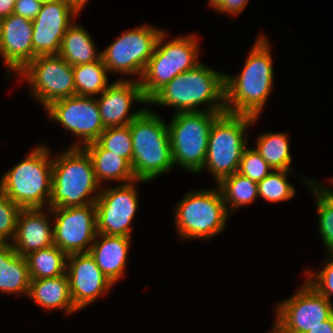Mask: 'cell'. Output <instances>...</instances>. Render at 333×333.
Masks as SVG:
<instances>
[{"instance_id":"obj_31","label":"cell","mask_w":333,"mask_h":333,"mask_svg":"<svg viewBox=\"0 0 333 333\" xmlns=\"http://www.w3.org/2000/svg\"><path fill=\"white\" fill-rule=\"evenodd\" d=\"M293 172V173H292ZM296 173L293 170H273L257 183L258 195L269 203H278L292 199L297 193L296 187L288 180Z\"/></svg>"},{"instance_id":"obj_43","label":"cell","mask_w":333,"mask_h":333,"mask_svg":"<svg viewBox=\"0 0 333 333\" xmlns=\"http://www.w3.org/2000/svg\"><path fill=\"white\" fill-rule=\"evenodd\" d=\"M1 21H2V18L0 17V37H1Z\"/></svg>"},{"instance_id":"obj_17","label":"cell","mask_w":333,"mask_h":333,"mask_svg":"<svg viewBox=\"0 0 333 333\" xmlns=\"http://www.w3.org/2000/svg\"><path fill=\"white\" fill-rule=\"evenodd\" d=\"M80 12L66 0L41 5L32 21L34 59L41 55H58L62 38Z\"/></svg>"},{"instance_id":"obj_38","label":"cell","mask_w":333,"mask_h":333,"mask_svg":"<svg viewBox=\"0 0 333 333\" xmlns=\"http://www.w3.org/2000/svg\"><path fill=\"white\" fill-rule=\"evenodd\" d=\"M307 333H333V315L328 320L311 328Z\"/></svg>"},{"instance_id":"obj_14","label":"cell","mask_w":333,"mask_h":333,"mask_svg":"<svg viewBox=\"0 0 333 333\" xmlns=\"http://www.w3.org/2000/svg\"><path fill=\"white\" fill-rule=\"evenodd\" d=\"M44 110L51 122L78 139L68 148H83L96 142L105 130L95 97L74 95L54 101Z\"/></svg>"},{"instance_id":"obj_7","label":"cell","mask_w":333,"mask_h":333,"mask_svg":"<svg viewBox=\"0 0 333 333\" xmlns=\"http://www.w3.org/2000/svg\"><path fill=\"white\" fill-rule=\"evenodd\" d=\"M259 117L222 113L209 132L207 157L202 169L214 178L217 185L224 177L238 172L240 160L248 146L249 128L257 124Z\"/></svg>"},{"instance_id":"obj_41","label":"cell","mask_w":333,"mask_h":333,"mask_svg":"<svg viewBox=\"0 0 333 333\" xmlns=\"http://www.w3.org/2000/svg\"><path fill=\"white\" fill-rule=\"evenodd\" d=\"M224 0H208V8H212L214 11L223 3Z\"/></svg>"},{"instance_id":"obj_24","label":"cell","mask_w":333,"mask_h":333,"mask_svg":"<svg viewBox=\"0 0 333 333\" xmlns=\"http://www.w3.org/2000/svg\"><path fill=\"white\" fill-rule=\"evenodd\" d=\"M83 149L91 157L95 178L101 187L107 181L125 184L136 180L131 164L125 158L104 150L97 142L87 144Z\"/></svg>"},{"instance_id":"obj_30","label":"cell","mask_w":333,"mask_h":333,"mask_svg":"<svg viewBox=\"0 0 333 333\" xmlns=\"http://www.w3.org/2000/svg\"><path fill=\"white\" fill-rule=\"evenodd\" d=\"M76 95L98 97L109 85V72L102 58L73 66Z\"/></svg>"},{"instance_id":"obj_42","label":"cell","mask_w":333,"mask_h":333,"mask_svg":"<svg viewBox=\"0 0 333 333\" xmlns=\"http://www.w3.org/2000/svg\"><path fill=\"white\" fill-rule=\"evenodd\" d=\"M42 4H45V3H51V2H55V1H58V0H39Z\"/></svg>"},{"instance_id":"obj_23","label":"cell","mask_w":333,"mask_h":333,"mask_svg":"<svg viewBox=\"0 0 333 333\" xmlns=\"http://www.w3.org/2000/svg\"><path fill=\"white\" fill-rule=\"evenodd\" d=\"M30 281L26 257L18 255L10 243H0V293L28 297Z\"/></svg>"},{"instance_id":"obj_3","label":"cell","mask_w":333,"mask_h":333,"mask_svg":"<svg viewBox=\"0 0 333 333\" xmlns=\"http://www.w3.org/2000/svg\"><path fill=\"white\" fill-rule=\"evenodd\" d=\"M49 147L40 143L0 177V190L21 209L49 208L54 154Z\"/></svg>"},{"instance_id":"obj_5","label":"cell","mask_w":333,"mask_h":333,"mask_svg":"<svg viewBox=\"0 0 333 333\" xmlns=\"http://www.w3.org/2000/svg\"><path fill=\"white\" fill-rule=\"evenodd\" d=\"M101 191L91 157L83 148H66L53 155L49 208L95 203Z\"/></svg>"},{"instance_id":"obj_9","label":"cell","mask_w":333,"mask_h":333,"mask_svg":"<svg viewBox=\"0 0 333 333\" xmlns=\"http://www.w3.org/2000/svg\"><path fill=\"white\" fill-rule=\"evenodd\" d=\"M222 113L225 112L173 113L167 128L174 167L197 175L207 157L211 126Z\"/></svg>"},{"instance_id":"obj_8","label":"cell","mask_w":333,"mask_h":333,"mask_svg":"<svg viewBox=\"0 0 333 333\" xmlns=\"http://www.w3.org/2000/svg\"><path fill=\"white\" fill-rule=\"evenodd\" d=\"M168 33L164 29L159 35L153 55L139 80L147 100L177 75L193 69L201 62L198 34H183L168 41Z\"/></svg>"},{"instance_id":"obj_28","label":"cell","mask_w":333,"mask_h":333,"mask_svg":"<svg viewBox=\"0 0 333 333\" xmlns=\"http://www.w3.org/2000/svg\"><path fill=\"white\" fill-rule=\"evenodd\" d=\"M217 186L230 215L238 211L239 208L257 201L259 197L257 182L240 175L238 172L224 177Z\"/></svg>"},{"instance_id":"obj_4","label":"cell","mask_w":333,"mask_h":333,"mask_svg":"<svg viewBox=\"0 0 333 333\" xmlns=\"http://www.w3.org/2000/svg\"><path fill=\"white\" fill-rule=\"evenodd\" d=\"M129 127L133 145L131 167L137 180L151 182L174 168L167 122L155 109L147 106Z\"/></svg>"},{"instance_id":"obj_37","label":"cell","mask_w":333,"mask_h":333,"mask_svg":"<svg viewBox=\"0 0 333 333\" xmlns=\"http://www.w3.org/2000/svg\"><path fill=\"white\" fill-rule=\"evenodd\" d=\"M248 2L249 0H224L214 12L218 14L225 13V15H230V17H237L242 14Z\"/></svg>"},{"instance_id":"obj_26","label":"cell","mask_w":333,"mask_h":333,"mask_svg":"<svg viewBox=\"0 0 333 333\" xmlns=\"http://www.w3.org/2000/svg\"><path fill=\"white\" fill-rule=\"evenodd\" d=\"M303 179L305 188L315 197L318 215V232L326 253H333V189L312 178Z\"/></svg>"},{"instance_id":"obj_32","label":"cell","mask_w":333,"mask_h":333,"mask_svg":"<svg viewBox=\"0 0 333 333\" xmlns=\"http://www.w3.org/2000/svg\"><path fill=\"white\" fill-rule=\"evenodd\" d=\"M96 142L104 150L118 154L132 163L133 145L129 125L105 128Z\"/></svg>"},{"instance_id":"obj_35","label":"cell","mask_w":333,"mask_h":333,"mask_svg":"<svg viewBox=\"0 0 333 333\" xmlns=\"http://www.w3.org/2000/svg\"><path fill=\"white\" fill-rule=\"evenodd\" d=\"M21 208L0 190V243H11Z\"/></svg>"},{"instance_id":"obj_25","label":"cell","mask_w":333,"mask_h":333,"mask_svg":"<svg viewBox=\"0 0 333 333\" xmlns=\"http://www.w3.org/2000/svg\"><path fill=\"white\" fill-rule=\"evenodd\" d=\"M91 34L75 21L66 30L58 55L71 66L92 63L101 59V51Z\"/></svg>"},{"instance_id":"obj_20","label":"cell","mask_w":333,"mask_h":333,"mask_svg":"<svg viewBox=\"0 0 333 333\" xmlns=\"http://www.w3.org/2000/svg\"><path fill=\"white\" fill-rule=\"evenodd\" d=\"M53 219L50 208L21 209L11 245L23 257L54 245Z\"/></svg>"},{"instance_id":"obj_34","label":"cell","mask_w":333,"mask_h":333,"mask_svg":"<svg viewBox=\"0 0 333 333\" xmlns=\"http://www.w3.org/2000/svg\"><path fill=\"white\" fill-rule=\"evenodd\" d=\"M272 171L271 166L254 147L250 148L248 145L245 148L238 169L240 175L258 183Z\"/></svg>"},{"instance_id":"obj_11","label":"cell","mask_w":333,"mask_h":333,"mask_svg":"<svg viewBox=\"0 0 333 333\" xmlns=\"http://www.w3.org/2000/svg\"><path fill=\"white\" fill-rule=\"evenodd\" d=\"M273 307L275 318L268 333H307L333 315V304L305 280Z\"/></svg>"},{"instance_id":"obj_27","label":"cell","mask_w":333,"mask_h":333,"mask_svg":"<svg viewBox=\"0 0 333 333\" xmlns=\"http://www.w3.org/2000/svg\"><path fill=\"white\" fill-rule=\"evenodd\" d=\"M289 137L287 132L265 131L257 136L254 148L273 170H293Z\"/></svg>"},{"instance_id":"obj_16","label":"cell","mask_w":333,"mask_h":333,"mask_svg":"<svg viewBox=\"0 0 333 333\" xmlns=\"http://www.w3.org/2000/svg\"><path fill=\"white\" fill-rule=\"evenodd\" d=\"M66 275L73 304L79 311L106 296L115 286L89 252L68 255Z\"/></svg>"},{"instance_id":"obj_10","label":"cell","mask_w":333,"mask_h":333,"mask_svg":"<svg viewBox=\"0 0 333 333\" xmlns=\"http://www.w3.org/2000/svg\"><path fill=\"white\" fill-rule=\"evenodd\" d=\"M163 30L148 23L124 30L101 50V58L109 74L123 77L117 79L132 80L133 77V80L139 81Z\"/></svg>"},{"instance_id":"obj_6","label":"cell","mask_w":333,"mask_h":333,"mask_svg":"<svg viewBox=\"0 0 333 333\" xmlns=\"http://www.w3.org/2000/svg\"><path fill=\"white\" fill-rule=\"evenodd\" d=\"M215 186L196 191L190 189L174 205L173 224L182 242L189 239L210 241L227 227L231 216L219 187Z\"/></svg>"},{"instance_id":"obj_36","label":"cell","mask_w":333,"mask_h":333,"mask_svg":"<svg viewBox=\"0 0 333 333\" xmlns=\"http://www.w3.org/2000/svg\"><path fill=\"white\" fill-rule=\"evenodd\" d=\"M41 5L39 0H16L13 14L33 21L40 12Z\"/></svg>"},{"instance_id":"obj_13","label":"cell","mask_w":333,"mask_h":333,"mask_svg":"<svg viewBox=\"0 0 333 333\" xmlns=\"http://www.w3.org/2000/svg\"><path fill=\"white\" fill-rule=\"evenodd\" d=\"M148 183L134 180L129 183L101 187L96 206L97 233L131 237L133 220L139 208V191L137 183ZM132 234V235H131Z\"/></svg>"},{"instance_id":"obj_1","label":"cell","mask_w":333,"mask_h":333,"mask_svg":"<svg viewBox=\"0 0 333 333\" xmlns=\"http://www.w3.org/2000/svg\"><path fill=\"white\" fill-rule=\"evenodd\" d=\"M244 66L235 76L225 73V109L230 114L261 116L274 87L275 69L269 38L259 33Z\"/></svg>"},{"instance_id":"obj_21","label":"cell","mask_w":333,"mask_h":333,"mask_svg":"<svg viewBox=\"0 0 333 333\" xmlns=\"http://www.w3.org/2000/svg\"><path fill=\"white\" fill-rule=\"evenodd\" d=\"M131 242V237L97 233L90 247V255L114 285L119 283L126 274Z\"/></svg>"},{"instance_id":"obj_15","label":"cell","mask_w":333,"mask_h":333,"mask_svg":"<svg viewBox=\"0 0 333 333\" xmlns=\"http://www.w3.org/2000/svg\"><path fill=\"white\" fill-rule=\"evenodd\" d=\"M53 243L67 255L87 253L92 246L96 230V206L51 208Z\"/></svg>"},{"instance_id":"obj_29","label":"cell","mask_w":333,"mask_h":333,"mask_svg":"<svg viewBox=\"0 0 333 333\" xmlns=\"http://www.w3.org/2000/svg\"><path fill=\"white\" fill-rule=\"evenodd\" d=\"M68 255L52 245L26 256L31 279L59 277L66 273Z\"/></svg>"},{"instance_id":"obj_18","label":"cell","mask_w":333,"mask_h":333,"mask_svg":"<svg viewBox=\"0 0 333 333\" xmlns=\"http://www.w3.org/2000/svg\"><path fill=\"white\" fill-rule=\"evenodd\" d=\"M96 101L105 128L129 125L148 105L140 82L133 79H116L96 97ZM136 103L145 107L132 110L133 104Z\"/></svg>"},{"instance_id":"obj_33","label":"cell","mask_w":333,"mask_h":333,"mask_svg":"<svg viewBox=\"0 0 333 333\" xmlns=\"http://www.w3.org/2000/svg\"><path fill=\"white\" fill-rule=\"evenodd\" d=\"M326 256L320 270L317 268L314 272L308 267L303 275L309 285L333 304V253H326Z\"/></svg>"},{"instance_id":"obj_39","label":"cell","mask_w":333,"mask_h":333,"mask_svg":"<svg viewBox=\"0 0 333 333\" xmlns=\"http://www.w3.org/2000/svg\"><path fill=\"white\" fill-rule=\"evenodd\" d=\"M16 0H0V17H6L13 13Z\"/></svg>"},{"instance_id":"obj_2","label":"cell","mask_w":333,"mask_h":333,"mask_svg":"<svg viewBox=\"0 0 333 333\" xmlns=\"http://www.w3.org/2000/svg\"><path fill=\"white\" fill-rule=\"evenodd\" d=\"M170 107L180 112H226L225 73L202 63L177 75L159 89L148 105ZM204 105V106H203ZM202 106V107H200Z\"/></svg>"},{"instance_id":"obj_19","label":"cell","mask_w":333,"mask_h":333,"mask_svg":"<svg viewBox=\"0 0 333 333\" xmlns=\"http://www.w3.org/2000/svg\"><path fill=\"white\" fill-rule=\"evenodd\" d=\"M32 21L21 16L10 14L1 21L0 57L3 58L8 73V81L17 75L28 63L34 60L32 45Z\"/></svg>"},{"instance_id":"obj_40","label":"cell","mask_w":333,"mask_h":333,"mask_svg":"<svg viewBox=\"0 0 333 333\" xmlns=\"http://www.w3.org/2000/svg\"><path fill=\"white\" fill-rule=\"evenodd\" d=\"M66 1L70 3L72 6H74L81 13L90 0H66Z\"/></svg>"},{"instance_id":"obj_22","label":"cell","mask_w":333,"mask_h":333,"mask_svg":"<svg viewBox=\"0 0 333 333\" xmlns=\"http://www.w3.org/2000/svg\"><path fill=\"white\" fill-rule=\"evenodd\" d=\"M27 298L45 311L60 309L66 316L79 312L73 304L66 273L59 277L31 279Z\"/></svg>"},{"instance_id":"obj_12","label":"cell","mask_w":333,"mask_h":333,"mask_svg":"<svg viewBox=\"0 0 333 333\" xmlns=\"http://www.w3.org/2000/svg\"><path fill=\"white\" fill-rule=\"evenodd\" d=\"M28 85L30 96L45 109L52 102L76 95L73 66L59 55H41L17 75Z\"/></svg>"}]
</instances>
